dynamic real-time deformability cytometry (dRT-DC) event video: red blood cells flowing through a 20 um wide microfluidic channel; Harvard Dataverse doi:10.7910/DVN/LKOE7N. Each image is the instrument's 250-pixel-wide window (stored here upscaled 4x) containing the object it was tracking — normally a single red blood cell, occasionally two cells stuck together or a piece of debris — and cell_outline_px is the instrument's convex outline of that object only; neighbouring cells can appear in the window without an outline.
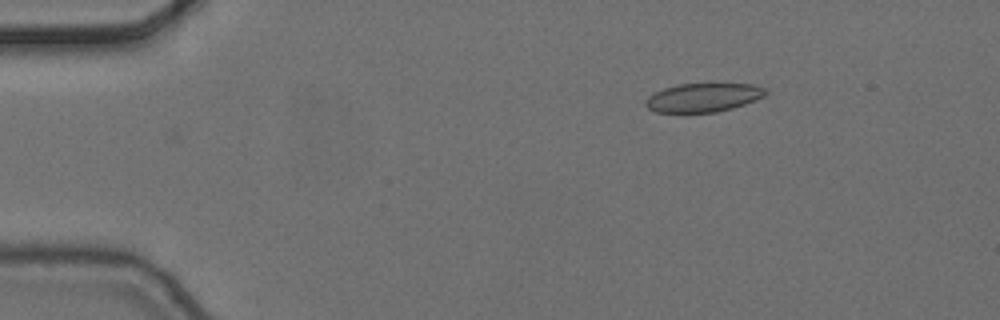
{"species": "common noctule bat (a hibernating species)", "species_latin": "Nyctalus noctula", "temperature_condition": "cold", "stored_images_in_passage": 4, "camera_frame_rate_fps": 3000, "um_per_image_px": 0.085, "animal": {"sex": "female", "body_mass_g": 24.6, "forearm_length_mm": 56.2}, "frame": {"image": 1, "passage_image": 2, "time_ms": 0.333, "image_size_px": [1000, 320], "cell_outline_px": [[768, 92], [764, 96], [744, 104], [732, 108], [716, 112], [656, 112], [648, 108], [644, 104], [648, 96], [664, 88], [676, 84], [752, 84], [764, 88]], "centroid_in_image_um": [59.76, 8.29], "position_along_channel_um": 25.2, "area_um2": 19.88}}